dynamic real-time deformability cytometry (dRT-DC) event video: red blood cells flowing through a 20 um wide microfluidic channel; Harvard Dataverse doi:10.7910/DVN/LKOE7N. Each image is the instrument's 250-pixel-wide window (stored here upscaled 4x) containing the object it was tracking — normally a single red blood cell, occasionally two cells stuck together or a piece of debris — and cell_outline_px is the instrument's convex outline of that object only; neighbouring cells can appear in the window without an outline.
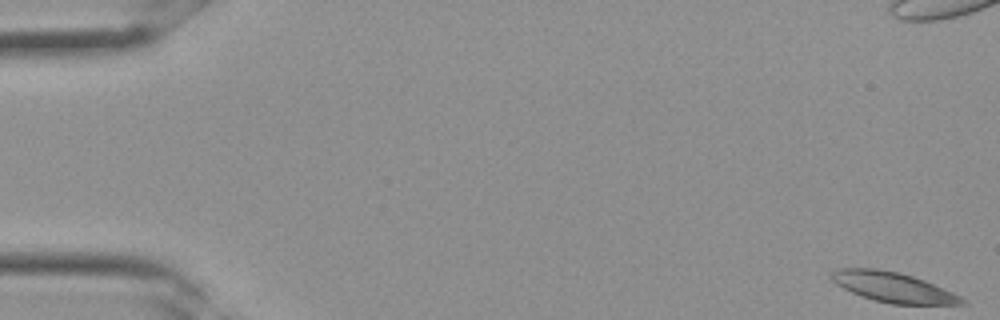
{"species": "Egyptian fruit bat (a non-hibernating species)", "species_latin": "Rousettus aegyptiacus", "temperature_condition": "room temperature", "stored_images_in_passage": 34, "camera_frame_rate_fps": 3000, "um_per_image_px": 0.085, "frame": {"image": 1, "passage_image": 1, "time_ms": 0.0, "image_size_px": [1000, 320], "cell_outline_px": [[968, 304], [892, 304], [876, 300], [852, 292], [836, 284], [828, 276], [836, 268], [876, 268], [900, 272], [924, 280], [952, 292], [968, 300]], "centroid_in_image_um": [75.91, 24.4], "position_along_channel_um": 9.1, "area_um2": 22.72}}